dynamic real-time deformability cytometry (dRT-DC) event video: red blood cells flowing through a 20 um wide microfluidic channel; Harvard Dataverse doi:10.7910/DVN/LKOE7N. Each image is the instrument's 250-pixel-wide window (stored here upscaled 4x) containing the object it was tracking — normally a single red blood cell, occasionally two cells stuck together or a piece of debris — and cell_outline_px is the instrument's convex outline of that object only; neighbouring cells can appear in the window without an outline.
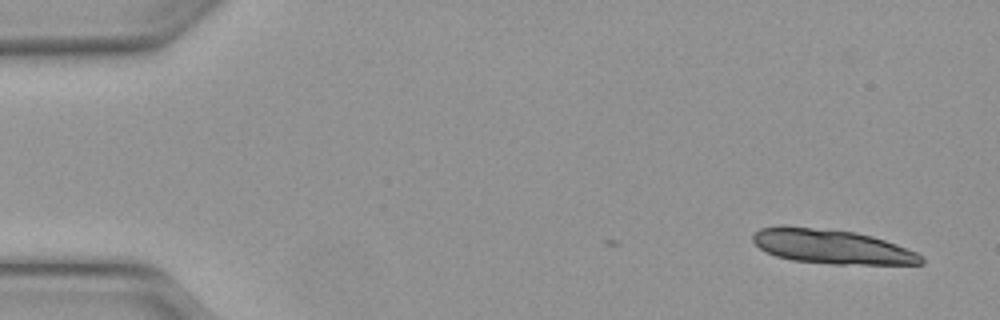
{"species": "Egyptian fruit bat (a non-hibernating species)", "species_latin": "Rousettus aegyptiacus", "temperature_condition": "warm", "stored_images_in_passage": 13, "camera_frame_rate_fps": 3000, "um_per_image_px": 0.085, "animal": {"sex": "female"}, "frame": {"image": 1, "passage_image": 1, "time_ms": 0.0, "image_size_px": [1000, 320], "cell_outline_px": [[924, 264], [832, 264], [792, 260], [776, 256], [760, 248], [752, 240], [752, 236], [760, 228], [784, 224], [856, 232], [872, 236], [896, 244], [916, 252], [924, 256]], "centroid_in_image_um": [70.69, 20.95], "position_along_channel_um": 14.3, "area_um2": 33.87}}